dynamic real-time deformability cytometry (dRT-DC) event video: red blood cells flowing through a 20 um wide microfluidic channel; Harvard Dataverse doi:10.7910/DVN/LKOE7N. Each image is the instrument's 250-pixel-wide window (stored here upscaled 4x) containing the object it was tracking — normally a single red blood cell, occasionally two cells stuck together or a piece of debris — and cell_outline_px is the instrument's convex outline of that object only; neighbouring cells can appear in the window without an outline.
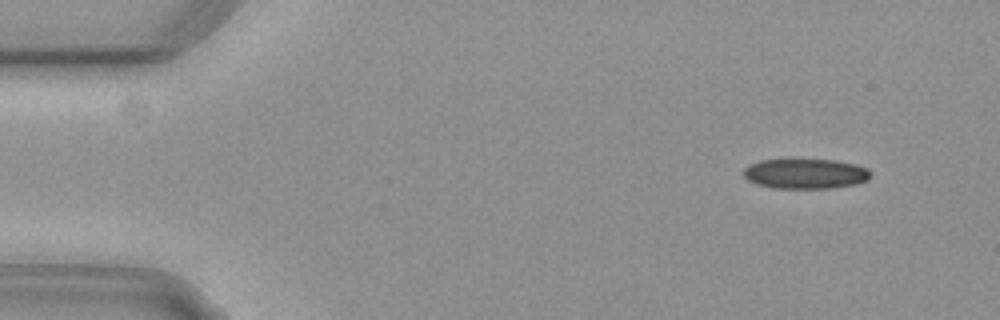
{"species": "common noctule bat (a hibernating species)", "species_latin": "Nyctalus noctula", "temperature_condition": "cold", "stored_images_in_passage": 55, "camera_frame_rate_fps": 3000, "um_per_image_px": 0.085, "animal": {"sex": "female", "body_mass_g": 29.2, "forearm_length_mm": 56.3}, "frame": {"image": 1, "passage_image": 5, "time_ms": 1.333, "image_size_px": [1000, 320], "cell_outline_px": [[872, 176], [868, 180], [852, 184], [832, 188], [772, 188], [756, 184], [748, 180], [740, 172], [748, 164], [760, 160], [792, 156], [836, 160], [856, 164], [868, 168], [872, 172]], "centroid_in_image_um": [68.41, 14.7], "position_along_channel_um": 16.6, "area_um2": 23.52}}
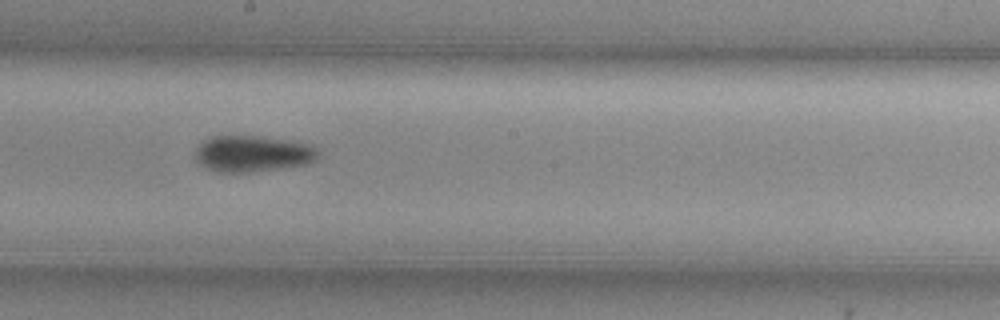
{"frame": {"image": 2, "passage_image": 30, "time_ms": 9.667, "image_size_px": [1000, 320], "cell_outline_px": [[316, 160], [304, 164], [276, 168], [244, 172], [220, 172], [208, 168], [200, 164], [196, 160], [196, 148], [204, 140], [212, 136], [256, 136], [304, 144], [312, 148], [316, 152]], "centroid_in_image_um": [21.36, 13.06], "position_along_channel_um": 226.8, "area_um2": 24.91}}
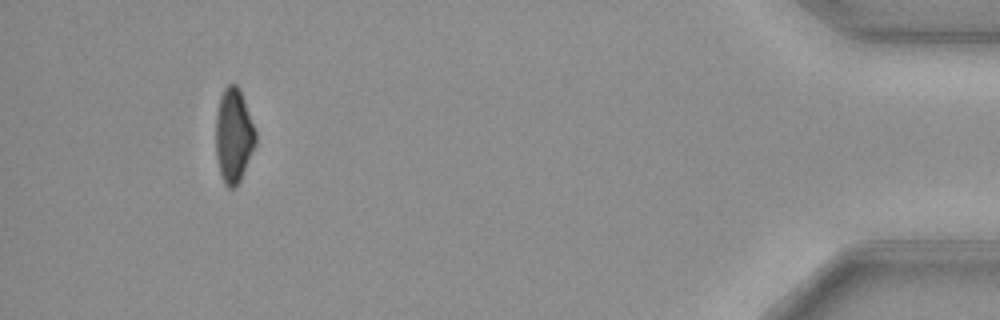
{"frame": {"image": 3, "passage_image": 51, "time_ms": 16.667, "image_size_px": [1000, 320], "cell_outline_px": [[256, 144], [240, 180], [236, 188], [228, 188], [224, 184], [220, 172], [216, 156], [216, 112], [220, 96], [224, 88], [228, 84], [236, 84], [240, 88], [256, 132]], "centroid_in_image_um": [19.85, 11.51], "position_along_channel_um": 415.3, "area_um2": 21.96}, "authors_computed_cell_mechanics": {"area_um2": 23.9292, "velocity_mm_per_s": 3.7393, "shape_relaxation_time_tau1_ms": 4.4357, "shape_relaxation_time_tau2_ms": null, "deformation_change_tau1": 0.1184, "deformation_change_tau2": null}}